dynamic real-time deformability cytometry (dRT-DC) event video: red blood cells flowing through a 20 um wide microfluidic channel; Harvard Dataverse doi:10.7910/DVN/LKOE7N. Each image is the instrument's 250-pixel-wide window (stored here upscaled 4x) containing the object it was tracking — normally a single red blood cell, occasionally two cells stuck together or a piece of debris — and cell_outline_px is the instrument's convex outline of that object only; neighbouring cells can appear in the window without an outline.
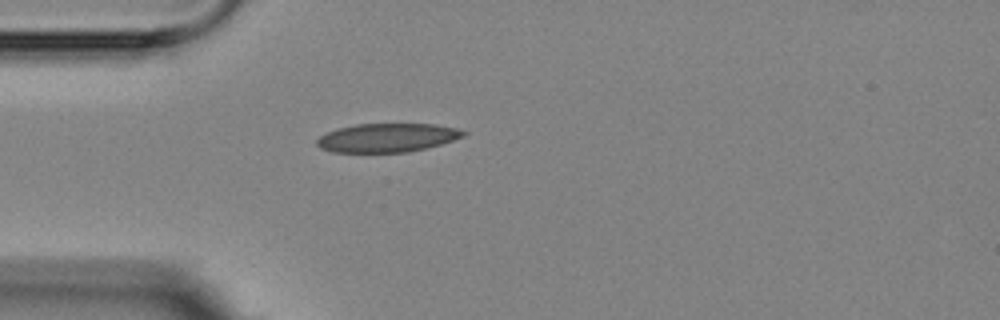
{"species": "Egyptian fruit bat (a non-hibernating species)", "species_latin": "Rousettus aegyptiacus", "temperature_condition": "room temperature", "stored_images_in_passage": 1, "camera_frame_rate_fps": 3000, "um_per_image_px": 0.085, "animal": {"sex": "female"}, "frame": {"image": 1, "passage_image": 1, "time_ms": 0.0, "image_size_px": [1000, 320], "cell_outline_px": [[468, 132], [464, 136], [440, 144], [408, 152], [332, 152], [320, 148], [316, 144], [316, 140], [320, 136], [336, 128], [356, 124], [436, 124], [460, 128]], "centroid_in_image_um": [32.91, 11.7], "position_along_channel_um": 52.1, "area_um2": 24.57}}